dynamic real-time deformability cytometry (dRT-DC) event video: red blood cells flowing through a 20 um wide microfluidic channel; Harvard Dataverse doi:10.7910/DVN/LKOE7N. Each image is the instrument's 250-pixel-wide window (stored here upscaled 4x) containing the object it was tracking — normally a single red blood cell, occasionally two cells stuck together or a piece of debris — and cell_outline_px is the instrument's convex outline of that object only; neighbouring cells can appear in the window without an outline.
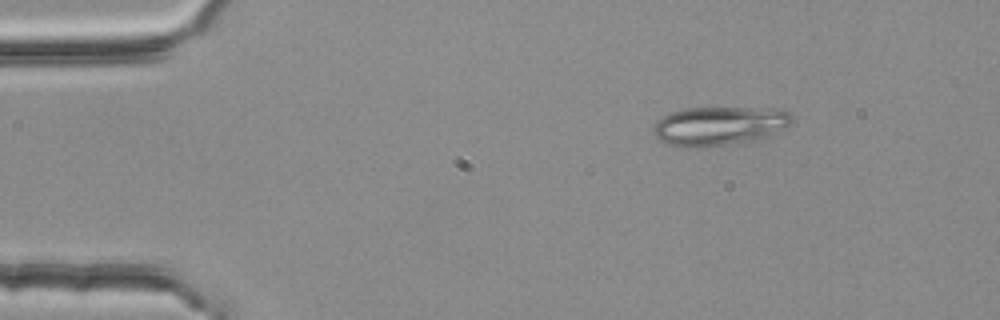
{"species": "common noctule bat (a hibernating species)", "species_latin": "Nyctalus noctula", "temperature_condition": "room temperature", "stored_images_in_passage": 5, "camera_frame_rate_fps": 3000, "um_per_image_px": 0.085, "animal": {"sex": "female", "body_mass_g": 25.1}, "frame": {"image": 1, "passage_image": 5, "time_ms": 1.333, "image_size_px": [1000, 320], "cell_outline_px": [[792, 120], [784, 128], [764, 140], [728, 144], [688, 148], [668, 144], [660, 140], [656, 136], [652, 128], [664, 116], [672, 112], [688, 108], [772, 108], [788, 112], [792, 116]], "centroid_in_image_um": [61.18, 10.71], "position_along_channel_um": 23.8, "area_um2": 31.33}}